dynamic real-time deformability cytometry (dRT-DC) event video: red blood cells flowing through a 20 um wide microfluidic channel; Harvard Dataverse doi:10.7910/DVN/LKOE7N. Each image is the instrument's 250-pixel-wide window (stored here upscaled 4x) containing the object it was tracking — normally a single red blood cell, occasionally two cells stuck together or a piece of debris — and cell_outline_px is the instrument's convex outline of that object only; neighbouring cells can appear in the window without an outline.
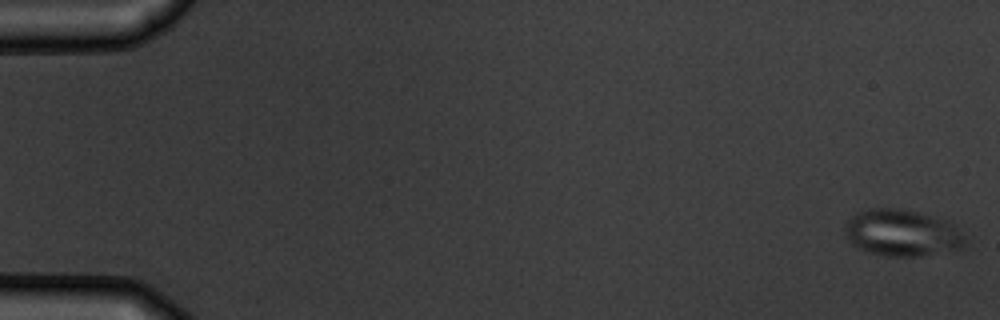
{"species": "common noctule bat (a hibernating species)", "species_latin": "Nyctalus noctula", "temperature_condition": "warm", "stored_images_in_passage": 7, "camera_frame_rate_fps": 3000, "um_per_image_px": 0.085, "animal": {"sex": "male", "body_mass_g": 19.5, "forearm_length_mm": 54.6}, "frame": {"image": 1, "passage_image": 1, "time_ms": 0.0, "image_size_px": [1000, 320], "cell_outline_px": [[964, 248], [920, 256], [884, 256], [868, 252], [852, 244], [848, 240], [844, 228], [848, 220], [856, 212], [868, 208], [900, 208], [952, 220], [956, 224], [964, 236]], "centroid_in_image_um": [76.71, 19.78], "position_along_channel_um": 8.3, "area_um2": 33.12}}